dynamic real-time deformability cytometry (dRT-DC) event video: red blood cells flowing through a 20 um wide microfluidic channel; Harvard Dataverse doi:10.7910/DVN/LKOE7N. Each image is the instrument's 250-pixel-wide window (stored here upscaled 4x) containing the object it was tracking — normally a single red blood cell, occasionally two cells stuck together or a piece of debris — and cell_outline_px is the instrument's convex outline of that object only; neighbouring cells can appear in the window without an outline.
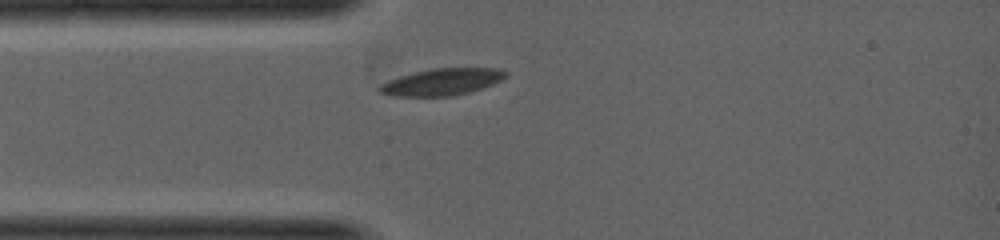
{"species": "common noctule bat (a hibernating species)", "species_latin": "Nyctalus noctula", "temperature_condition": "warm", "stored_images_in_passage": 2, "camera_frame_rate_fps": 5000, "um_per_image_px": 0.085, "animal": {"sex": "female", "body_mass_g": 19.0, "forearm_length_mm": 53.3}, "frame": {"image": 1, "passage_image": 2, "time_ms": 0.6, "image_size_px": [1000, 240], "cell_outline_px": [[508, 76], [492, 84], [468, 92], [452, 96], [392, 96], [380, 92], [376, 88], [380, 84], [388, 80], [412, 72], [432, 68], [500, 68], [508, 72]], "centroid_in_image_um": [37.54, 6.95], "position_along_channel_um": 47.5, "area_um2": 19.77}}